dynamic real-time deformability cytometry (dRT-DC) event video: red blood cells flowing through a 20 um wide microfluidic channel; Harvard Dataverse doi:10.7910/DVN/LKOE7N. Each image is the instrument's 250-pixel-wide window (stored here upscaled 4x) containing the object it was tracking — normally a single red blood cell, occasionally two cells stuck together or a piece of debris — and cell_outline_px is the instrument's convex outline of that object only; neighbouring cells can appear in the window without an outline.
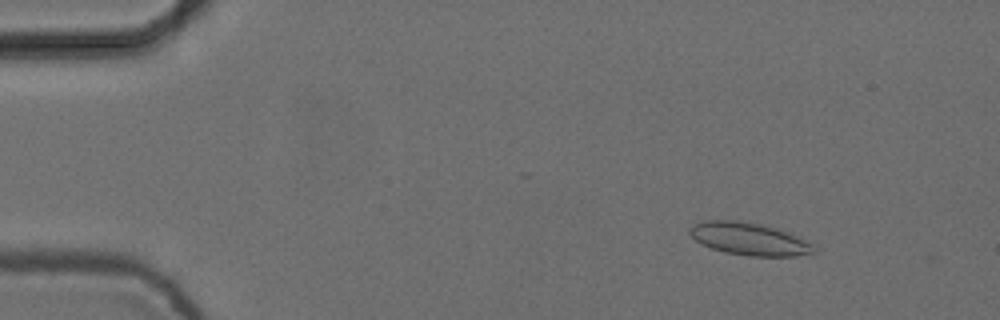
{"species": "common noctule bat (a hibernating species)", "species_latin": "Nyctalus noctula", "temperature_condition": "cold", "stored_images_in_passage": 6, "camera_frame_rate_fps": 3000, "um_per_image_px": 0.085, "animal": {"sex": "female", "body_mass_g": 24.6, "forearm_length_mm": 56.2}, "frame": {"image": 1, "passage_image": 2, "time_ms": 0.333, "image_size_px": [1000, 320], "cell_outline_px": [[816, 252], [812, 256], [748, 256], [724, 252], [712, 248], [696, 240], [688, 232], [688, 228], [692, 224], [700, 220], [736, 220], [760, 224], [792, 232], [812, 244]], "centroid_in_image_um": [63.72, 20.31], "position_along_channel_um": 21.3, "area_um2": 23.93}}
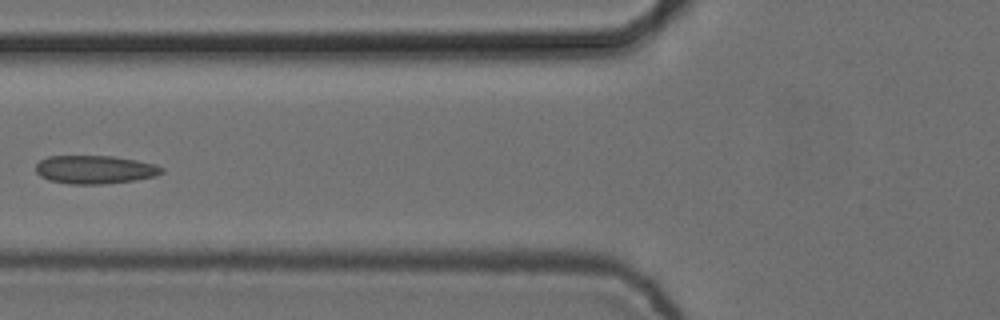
{"frame": {"image": 2, "passage_image": 6, "time_ms": 1.667, "image_size_px": [1000, 320], "cell_outline_px": [[164, 172], [156, 176], [136, 180], [104, 184], [72, 184], [48, 180], [40, 176], [36, 172], [36, 164], [40, 160], [48, 156], [112, 156], [136, 160], [156, 164], [164, 168]], "centroid_in_image_um": [8.08, 14.41], "position_along_channel_um": 117.7, "area_um2": 20.92}}